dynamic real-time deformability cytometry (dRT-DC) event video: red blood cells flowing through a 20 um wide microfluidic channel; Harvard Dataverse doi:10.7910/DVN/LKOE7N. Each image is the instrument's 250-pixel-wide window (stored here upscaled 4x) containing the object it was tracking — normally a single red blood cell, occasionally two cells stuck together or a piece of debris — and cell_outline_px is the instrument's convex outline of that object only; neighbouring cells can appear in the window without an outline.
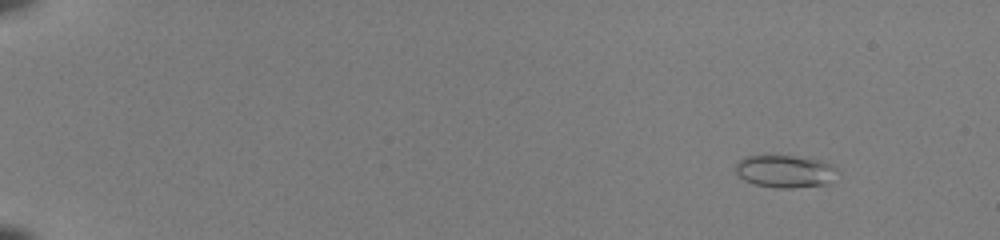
{"species": "common noctule bat (a hibernating species)", "species_latin": "Nyctalus noctula", "temperature_condition": "room temperature", "stored_images_in_passage": 49, "camera_frame_rate_fps": 3000, "um_per_image_px": 0.085, "animal": {"sex": "female", "body_mass_g": 22.0, "forearm_length_mm": 56.7}, "frame": {"image": 1, "passage_image": 3, "time_ms": 0.667, "image_size_px": [1000, 240], "cell_outline_px": [[836, 168], [828, 184], [792, 188], [776, 188], [752, 184], [744, 180], [736, 172], [736, 160], [744, 156], [796, 156], [820, 160], [832, 164]], "centroid_in_image_um": [66.67, 14.56], "position_along_channel_um": 18.3, "area_um2": 19.25}}
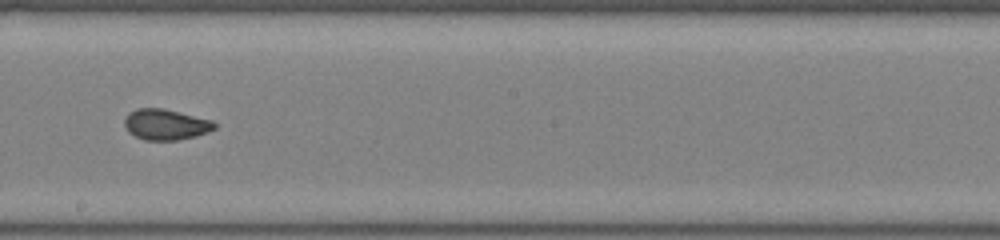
{"frame": {"image": 2, "passage_image": 30, "time_ms": 9.667, "image_size_px": [1000, 240], "cell_outline_px": [[216, 128], [208, 132], [196, 136], [176, 140], [144, 140], [128, 132], [124, 128], [124, 116], [128, 112], [136, 108], [164, 108], [212, 120], [216, 124]], "centroid_in_image_um": [14.05, 10.57], "position_along_channel_um": 234.2, "area_um2": 16.36}}
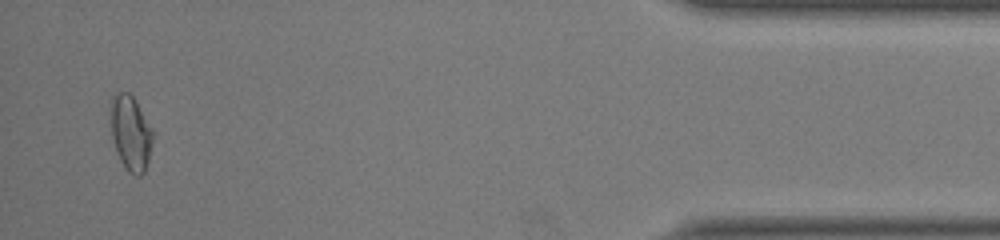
{"frame": {"image": 3, "passage_image": 48, "time_ms": 15.667, "image_size_px": [1000, 240], "cell_outline_px": [[152, 144], [148, 160], [144, 172], [140, 176], [136, 176], [128, 172], [120, 160], [112, 136], [112, 96], [116, 92], [128, 92], [132, 96], [152, 128]], "centroid_in_image_um": [11.12, 11.33], "position_along_channel_um": 424.1, "area_um2": 17.92}, "authors_computed_cell_mechanics": {"area_um2": 16.9932, "velocity_mm_per_s": 4.0975, "shape_relaxation_time_tau1_ms": null, "shape_relaxation_time_tau2_ms": 0.69, "deformation_change_tau1": null, "deformation_change_tau2": 0.0445}}